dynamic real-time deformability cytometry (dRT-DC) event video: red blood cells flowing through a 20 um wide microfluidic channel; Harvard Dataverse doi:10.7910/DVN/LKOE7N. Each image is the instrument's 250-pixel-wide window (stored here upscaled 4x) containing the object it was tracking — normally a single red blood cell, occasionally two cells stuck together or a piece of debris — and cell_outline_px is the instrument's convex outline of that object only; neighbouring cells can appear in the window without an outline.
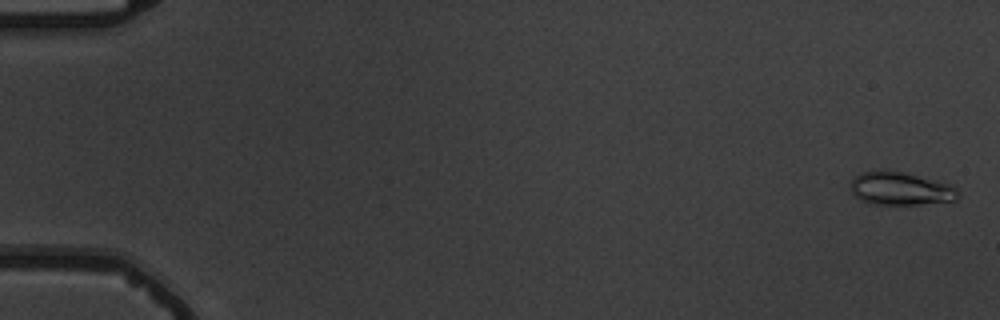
{"species": "common noctule bat (a hibernating species)", "species_latin": "Nyctalus noctula", "temperature_condition": "warm", "stored_images_in_passage": 5, "camera_frame_rate_fps": 3000, "um_per_image_px": 0.085, "animal": {"sex": "male", "body_mass_g": 19.5, "forearm_length_mm": 54.6}, "frame": {"image": 1, "passage_image": 5, "time_ms": 4.667, "image_size_px": [1000, 320], "cell_outline_px": [[960, 196], [956, 200], [920, 204], [868, 204], [852, 196], [848, 188], [848, 184], [860, 172], [880, 168], [884, 168], [904, 172], [952, 184], [960, 192]], "centroid_in_image_um": [76.47, 16.01], "position_along_channel_um": 8.5, "area_um2": 21.56}}